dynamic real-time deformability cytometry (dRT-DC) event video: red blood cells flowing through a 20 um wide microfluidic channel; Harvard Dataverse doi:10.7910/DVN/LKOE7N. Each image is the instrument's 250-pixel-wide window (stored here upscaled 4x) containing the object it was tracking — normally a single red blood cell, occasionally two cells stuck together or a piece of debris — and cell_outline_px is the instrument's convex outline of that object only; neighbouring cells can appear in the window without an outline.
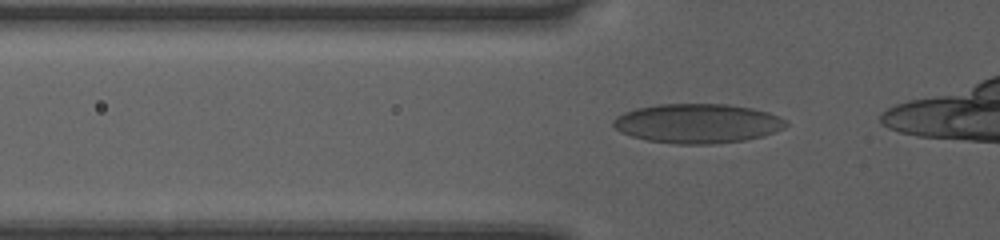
{"species": "human", "species_latin": "Homo sapiens", "temperature_condition": "room temperature", "stored_images_in_passage": 38, "camera_frame_rate_fps": 3000, "um_per_image_px": 0.085, "donor": {"sex": "female"}, "frame": {"image": 1, "passage_image": 11, "time_ms": 3.333, "image_size_px": [1000, 240], "cell_outline_px": [[788, 124], [784, 128], [760, 136], [744, 140], [712, 144], [680, 144], [648, 140], [632, 136], [620, 132], [612, 124], [612, 120], [616, 116], [624, 112], [636, 108], [656, 104], [728, 104], [752, 108], [768, 112], [784, 120]], "centroid_in_image_um": [59.24, 10.48], "position_along_channel_um": 66.6, "area_um2": 39.42}}
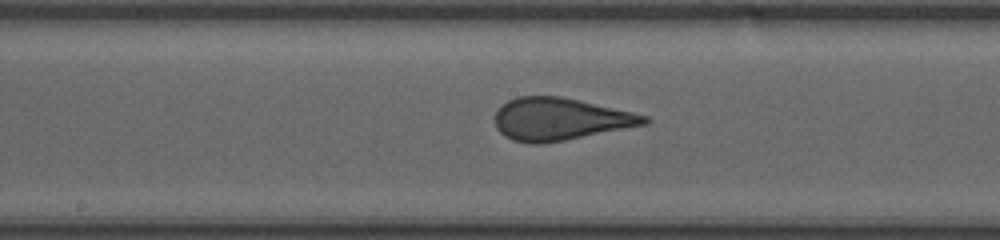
{"frame": {"image": 2, "passage_image": 21, "time_ms": 6.667, "image_size_px": [1000, 240], "cell_outline_px": [[652, 120], [648, 124], [564, 140], [540, 144], [532, 144], [512, 140], [504, 136], [496, 128], [496, 112], [508, 100], [516, 96], [560, 96], [632, 112], [648, 116]], "centroid_in_image_um": [47.61, 10.13], "position_along_channel_um": 200.6, "area_um2": 36.65}}
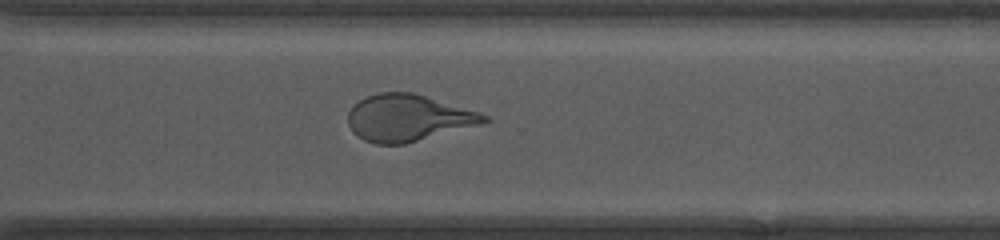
{"frame": {"image": 3, "passage_image": 31, "time_ms": 10.0, "image_size_px": [1000, 240], "cell_outline_px": [[492, 120], [404, 144], [376, 144], [364, 140], [356, 136], [352, 132], [348, 124], [348, 112], [360, 100], [368, 96], [380, 92], [412, 92], [480, 112], [488, 116]], "centroid_in_image_um": [34.65, 10.02], "position_along_channel_um": 336.0, "area_um2": 36.53}, "authors_computed_cell_mechanics": {"area_um2": 37.3966, "velocity_mm_per_s": 4.0792, "shape_relaxation_time_tau1_ms": 7.7465, "shape_relaxation_time_tau2_ms": null, "deformation_change_tau1": 0.2099, "deformation_change_tau2": null}}